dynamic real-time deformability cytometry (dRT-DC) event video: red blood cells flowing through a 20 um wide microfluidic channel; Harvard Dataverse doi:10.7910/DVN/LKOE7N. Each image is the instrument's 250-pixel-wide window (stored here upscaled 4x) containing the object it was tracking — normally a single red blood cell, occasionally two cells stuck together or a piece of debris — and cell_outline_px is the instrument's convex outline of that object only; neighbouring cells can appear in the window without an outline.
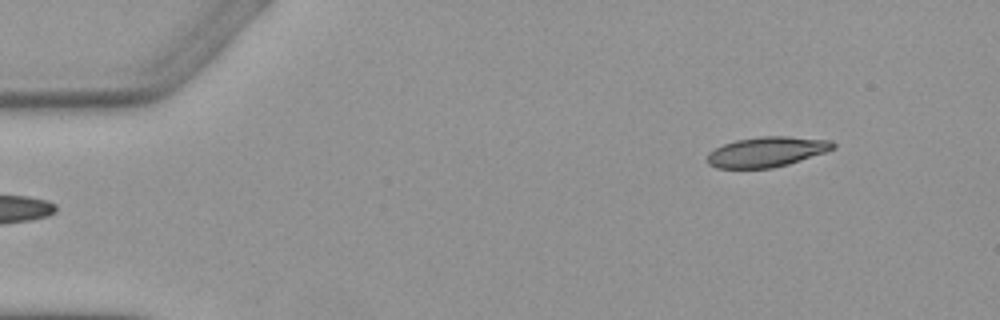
{"species": "Egyptian fruit bat (a non-hibernating species)", "species_latin": "Rousettus aegyptiacus", "temperature_condition": "warm", "stored_images_in_passage": 5, "segment_of_instrument_passage": [2, 2], "camera_frame_rate_fps": 3000, "um_per_image_px": 0.085, "animal": {"sex": "female"}, "frame": {"image": 1, "passage_image": 5, "time_ms": 5.333, "image_size_px": [1000, 320], "cell_outline_px": [[836, 148], [788, 164], [772, 168], [716, 168], [708, 164], [708, 152], [724, 144], [736, 140], [760, 136], [788, 136], [832, 140], [836, 144]], "centroid_in_image_um": [65.18, 12.9], "position_along_channel_um": 19.8, "area_um2": 22.02}}